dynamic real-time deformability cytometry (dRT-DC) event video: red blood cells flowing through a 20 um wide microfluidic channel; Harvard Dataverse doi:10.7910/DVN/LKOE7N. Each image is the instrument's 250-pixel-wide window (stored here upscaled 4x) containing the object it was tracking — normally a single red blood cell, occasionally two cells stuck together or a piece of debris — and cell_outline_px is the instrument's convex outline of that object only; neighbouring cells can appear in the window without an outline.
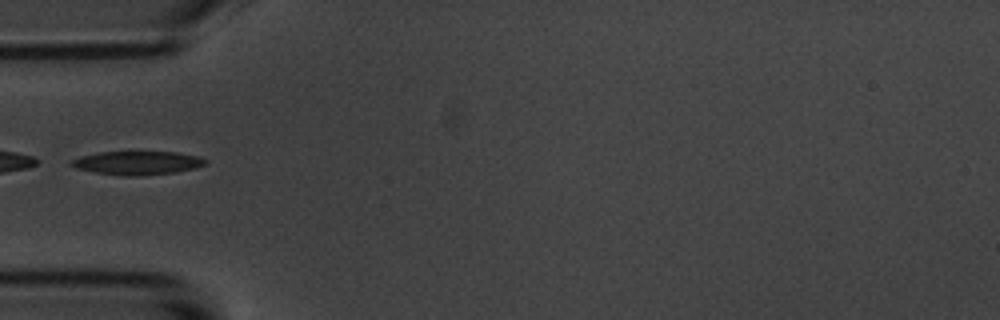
{"species": "common noctule bat (a hibernating species)", "species_latin": "Nyctalus noctula", "temperature_condition": "room temperature", "stored_images_in_passage": 38, "camera_frame_rate_fps": 3000, "um_per_image_px": 0.085, "animal": {"sex": "male", "body_mass_g": 20.1, "forearm_length_mm": 53.5}, "frame": {"image": 1, "passage_image": 1, "time_ms": 0.0, "image_size_px": [1000, 320], "cell_outline_px": [[208, 164], [196, 168], [176, 172], [136, 176], [124, 176], [96, 172], [76, 168], [68, 164], [72, 160], [80, 156], [100, 152], [176, 152], [200, 156], [208, 160]], "centroid_in_image_um": [11.73, 13.84], "position_along_channel_um": 73.3, "area_um2": 18.5}}